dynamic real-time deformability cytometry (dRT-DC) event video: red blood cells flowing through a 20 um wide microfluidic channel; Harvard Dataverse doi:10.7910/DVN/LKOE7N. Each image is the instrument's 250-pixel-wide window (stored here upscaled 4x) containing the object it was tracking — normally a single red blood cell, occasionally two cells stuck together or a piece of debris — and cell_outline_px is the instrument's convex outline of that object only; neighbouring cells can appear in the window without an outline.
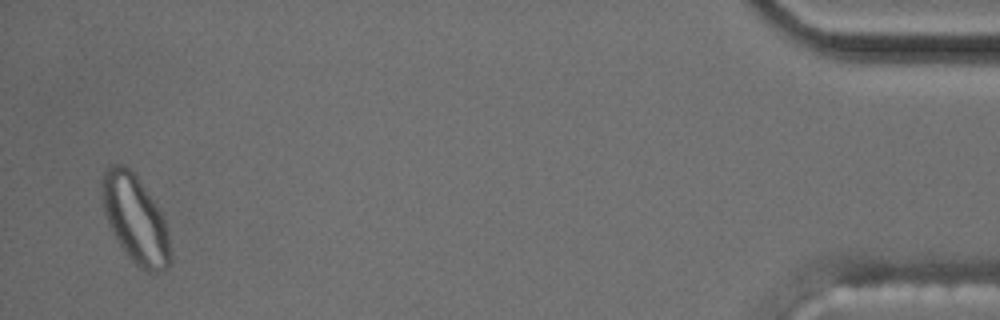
{"species": "common noctule bat (a hibernating species)", "species_latin": "Nyctalus noctula", "temperature_condition": "cold", "stored_images_in_passage": 54, "segment_of_instrument_passage": [2, 2], "camera_frame_rate_fps": 3000, "um_per_image_px": 0.085, "animal": {"sex": "male", "body_mass_g": 17.5, "forearm_length_mm": 52.3}, "frame": {"image": 1, "passage_image": 53, "time_ms": 17.333, "image_size_px": [1000, 320], "cell_outline_px": [[172, 264], [168, 268], [156, 272], [148, 272], [140, 268], [128, 256], [112, 232], [108, 224], [104, 212], [100, 196], [100, 180], [104, 168], [108, 164], [124, 164], [132, 168], [136, 172], [156, 204], [164, 220], [168, 236], [172, 260]], "centroid_in_image_um": [11.46, 18.55], "position_along_channel_um": 423.7, "area_um2": 35.66}}